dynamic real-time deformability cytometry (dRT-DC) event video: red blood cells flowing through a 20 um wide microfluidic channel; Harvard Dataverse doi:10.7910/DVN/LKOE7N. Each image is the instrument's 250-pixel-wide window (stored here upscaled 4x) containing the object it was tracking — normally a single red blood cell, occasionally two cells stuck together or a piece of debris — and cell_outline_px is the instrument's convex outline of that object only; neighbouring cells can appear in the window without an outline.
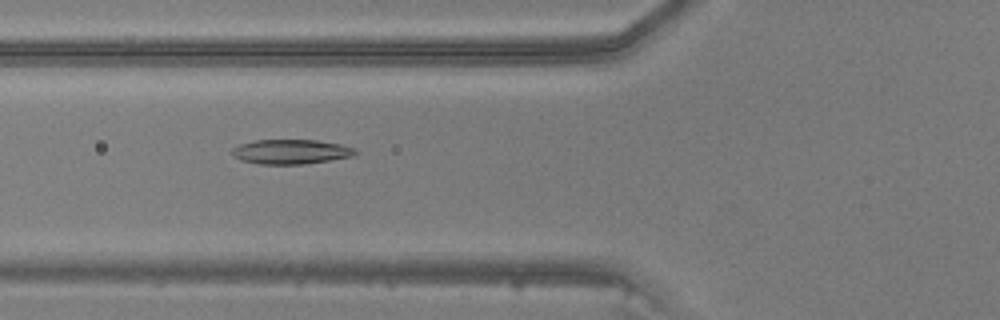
{"species": "common noctule bat (a hibernating species)", "species_latin": "Nyctalus noctula", "temperature_condition": "warm", "stored_images_in_passage": 32, "camera_frame_rate_fps": 3000, "um_per_image_px": 0.085, "animal": {"sex": "male", "body_mass_g": 20.5, "forearm_length_mm": 52.5}, "frame": {"image": 1, "passage_image": 3, "time_ms": 0.667, "image_size_px": [1000, 320], "cell_outline_px": [[360, 152], [352, 156], [332, 160], [304, 164], [260, 164], [240, 160], [232, 156], [232, 148], [240, 144], [256, 140], [316, 140], [340, 144], [356, 148]], "centroid_in_image_um": [24.75, 12.9], "position_along_channel_um": 101.0, "area_um2": 17.8}}
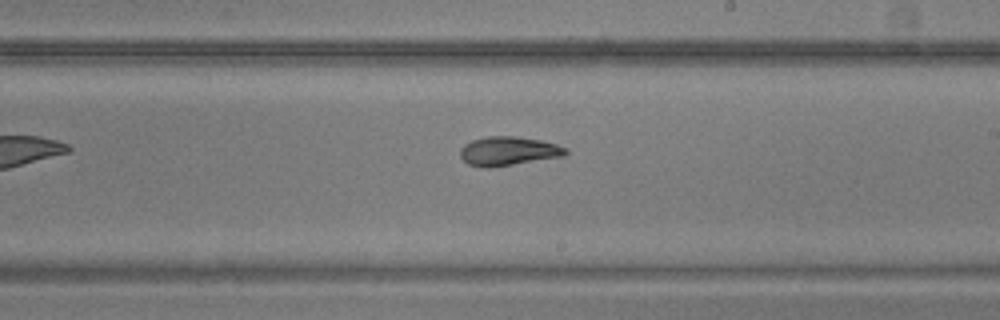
{"frame": {"image": 2, "passage_image": 13, "time_ms": 4.0, "image_size_px": [1000, 320], "cell_outline_px": [[568, 152], [564, 156], [492, 168], [480, 168], [468, 164], [460, 156], [460, 148], [464, 144], [472, 140], [488, 136], [516, 136], [540, 140], [556, 144], [568, 148]], "centroid_in_image_um": [43.2, 12.85], "position_along_channel_um": 245.8, "area_um2": 18.03}}
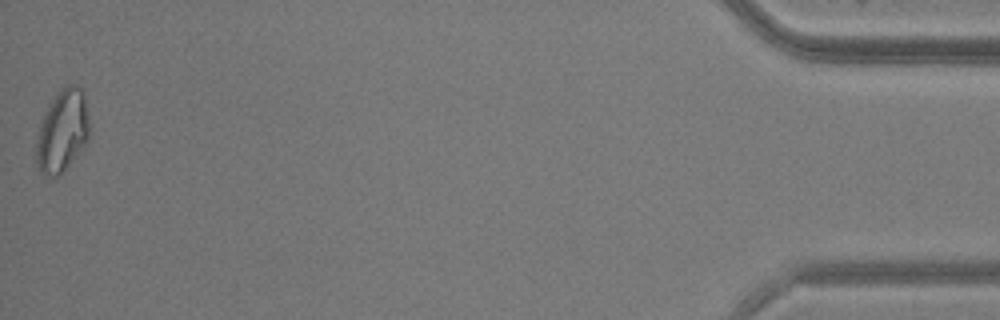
{"frame": {"image": 3, "passage_image": 32, "time_ms": 10.333, "image_size_px": [1000, 320], "cell_outline_px": [[88, 140], [84, 148], [56, 176], [44, 176], [40, 172], [36, 160], [36, 144], [40, 124], [48, 104], [56, 92], [60, 88], [68, 84], [76, 84], [84, 88], [88, 120]], "centroid_in_image_um": [5.3, 11.07], "position_along_channel_um": 429.9, "area_um2": 25.49}}